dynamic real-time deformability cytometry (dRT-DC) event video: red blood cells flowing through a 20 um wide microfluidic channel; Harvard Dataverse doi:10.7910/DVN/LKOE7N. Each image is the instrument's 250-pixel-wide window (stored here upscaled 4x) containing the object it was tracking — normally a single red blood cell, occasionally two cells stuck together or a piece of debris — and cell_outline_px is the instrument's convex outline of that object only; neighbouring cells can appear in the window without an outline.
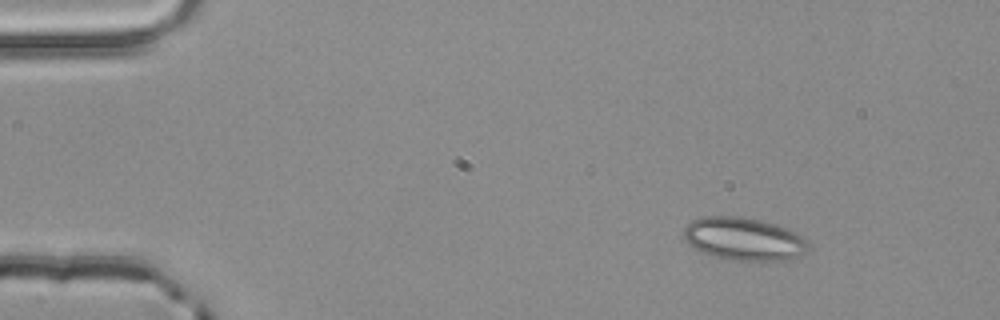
{"species": "common noctule bat (a hibernating species)", "species_latin": "Nyctalus noctula", "temperature_condition": "room temperature", "stored_images_in_passage": 4, "camera_frame_rate_fps": 3000, "um_per_image_px": 0.085, "animal": {"sex": "male", "body_mass_g": 20.4}, "frame": {"image": 1, "passage_image": 1, "time_ms": 0.0, "image_size_px": [1000, 320], "cell_outline_px": [[808, 244], [804, 252], [800, 256], [788, 260], [736, 260], [716, 256], [700, 252], [692, 248], [684, 240], [684, 228], [692, 220], [704, 216], [740, 216], [760, 220], [776, 224], [788, 228], [800, 236]], "centroid_in_image_um": [63.18, 20.3], "position_along_channel_um": 21.8, "area_um2": 30.98}}
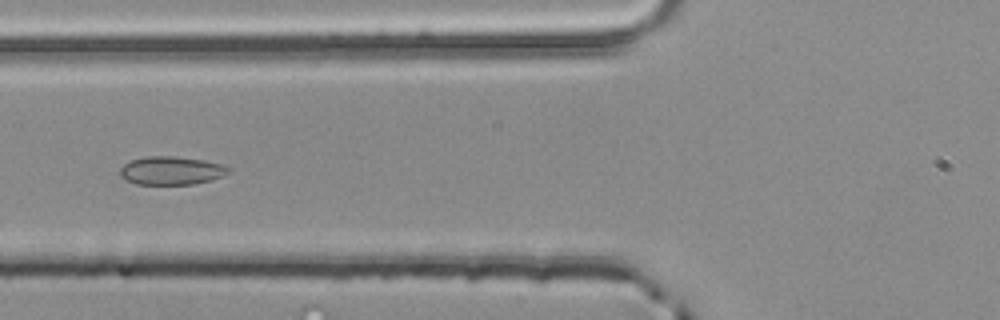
{"frame": {"image": 2, "passage_image": 4, "time_ms": 1.0, "image_size_px": [1000, 320], "cell_outline_px": [[228, 172], [224, 176], [212, 180], [192, 184], [136, 184], [124, 180], [120, 176], [120, 168], [124, 164], [132, 160], [144, 156], [172, 156], [204, 160], [220, 164], [228, 168]], "centroid_in_image_um": [14.52, 14.5], "position_along_channel_um": 111.3, "area_um2": 17.86}}